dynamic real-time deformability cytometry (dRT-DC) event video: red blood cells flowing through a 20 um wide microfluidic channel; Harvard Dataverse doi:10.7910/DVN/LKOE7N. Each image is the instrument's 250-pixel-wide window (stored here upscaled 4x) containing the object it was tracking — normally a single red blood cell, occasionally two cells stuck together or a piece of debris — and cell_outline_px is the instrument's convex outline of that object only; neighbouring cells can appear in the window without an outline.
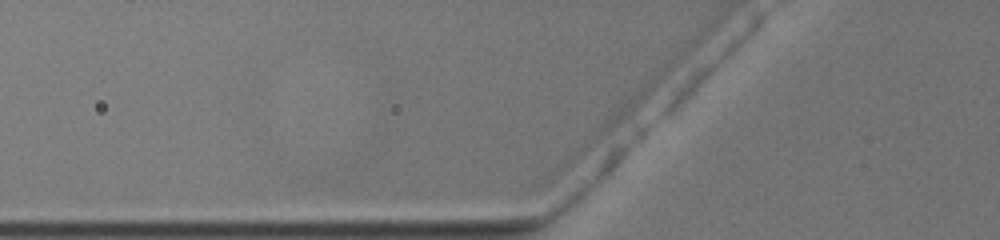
{"species": "common noctule bat (a hibernating species)", "species_latin": "Nyctalus noctula", "temperature_condition": "warm", "stored_images_in_passage": 3, "camera_frame_rate_fps": 3000, "um_per_image_px": 0.085, "animal": {"sex": "female", "body_mass_g": 19.5, "forearm_length_mm": 54.1}, "frame": {"image": 1, "passage_image": 2, "time_ms": 0.333, "image_size_px": [1000, 240], "cell_outline_px": [[500, 160], [348, 160], [340, 156], [344, 152], [352, 148], [372, 144], [464, 144], [496, 152]], "centroid_in_image_um": [35.63, 12.97], "position_along_channel_um": 90.2, "area_um2": 16.18}}